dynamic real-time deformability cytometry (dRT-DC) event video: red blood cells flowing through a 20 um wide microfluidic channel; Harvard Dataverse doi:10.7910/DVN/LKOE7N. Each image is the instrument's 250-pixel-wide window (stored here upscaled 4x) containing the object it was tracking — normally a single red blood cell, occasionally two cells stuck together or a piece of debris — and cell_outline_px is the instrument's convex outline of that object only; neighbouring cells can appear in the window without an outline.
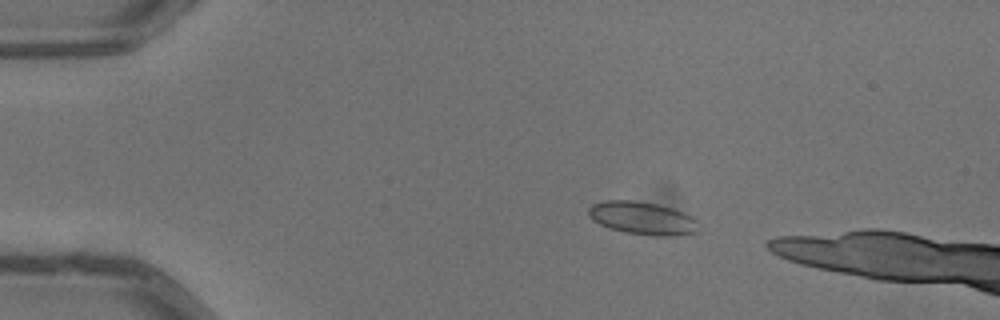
{"species": "common noctule bat (a hibernating species)", "species_latin": "Nyctalus noctula", "temperature_condition": "warm", "stored_images_in_passage": 5, "camera_frame_rate_fps": 3000, "um_per_image_px": 0.085, "animal": {"sex": "male", "body_mass_g": 13.3}, "frame": {"image": 1, "passage_image": 3, "time_ms": 0.667, "image_size_px": [1000, 320], "cell_outline_px": [[700, 232], [676, 236], [656, 236], [624, 232], [600, 224], [592, 220], [588, 216], [588, 208], [592, 204], [604, 200], [632, 200], [656, 204], [672, 208], [684, 212], [692, 216], [696, 220]], "centroid_in_image_um": [54.63, 18.55], "position_along_channel_um": 30.4, "area_um2": 21.27}}